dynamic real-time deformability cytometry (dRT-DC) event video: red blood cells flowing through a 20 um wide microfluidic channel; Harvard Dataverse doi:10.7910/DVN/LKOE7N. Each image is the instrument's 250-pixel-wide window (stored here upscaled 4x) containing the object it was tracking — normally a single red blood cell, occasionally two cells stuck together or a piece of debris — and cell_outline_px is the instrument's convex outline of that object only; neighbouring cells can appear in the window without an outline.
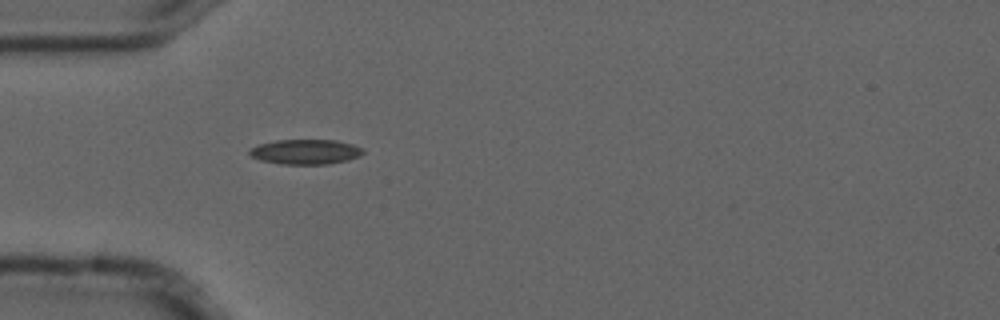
{"species": "common noctule bat (a hibernating species)", "species_latin": "Nyctalus noctula", "temperature_condition": "cold", "stored_images_in_passage": 1, "camera_frame_rate_fps": 3000, "um_per_image_px": 0.085, "animal": {"sex": "male", "forearm_length_mm": 52.5}, "frame": {"image": 1, "passage_image": 1, "time_ms": 0.0, "image_size_px": [1000, 320], "cell_outline_px": [[364, 152], [360, 156], [348, 160], [328, 164], [280, 164], [260, 160], [252, 156], [248, 152], [248, 148], [260, 144], [276, 140], [336, 140], [352, 144], [360, 148]], "centroid_in_image_um": [25.94, 12.9], "position_along_channel_um": 59.1, "area_um2": 16.47}}